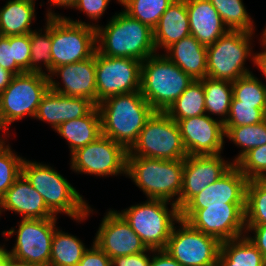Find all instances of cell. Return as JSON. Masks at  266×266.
Masks as SVG:
<instances>
[{
    "label": "cell",
    "instance_id": "obj_1",
    "mask_svg": "<svg viewBox=\"0 0 266 266\" xmlns=\"http://www.w3.org/2000/svg\"><path fill=\"white\" fill-rule=\"evenodd\" d=\"M97 107L102 135L122 145L127 151L136 143L140 131L154 112L141 91L108 97Z\"/></svg>",
    "mask_w": 266,
    "mask_h": 266
},
{
    "label": "cell",
    "instance_id": "obj_2",
    "mask_svg": "<svg viewBox=\"0 0 266 266\" xmlns=\"http://www.w3.org/2000/svg\"><path fill=\"white\" fill-rule=\"evenodd\" d=\"M115 14L104 28L95 25L98 53L141 62L156 54L153 30L150 27L124 11Z\"/></svg>",
    "mask_w": 266,
    "mask_h": 266
},
{
    "label": "cell",
    "instance_id": "obj_3",
    "mask_svg": "<svg viewBox=\"0 0 266 266\" xmlns=\"http://www.w3.org/2000/svg\"><path fill=\"white\" fill-rule=\"evenodd\" d=\"M22 175L43 197L46 206L55 216L63 212L80 222L93 212L83 196L51 166L24 158Z\"/></svg>",
    "mask_w": 266,
    "mask_h": 266
},
{
    "label": "cell",
    "instance_id": "obj_4",
    "mask_svg": "<svg viewBox=\"0 0 266 266\" xmlns=\"http://www.w3.org/2000/svg\"><path fill=\"white\" fill-rule=\"evenodd\" d=\"M194 79L164 54H154L141 64V94L154 111L166 112Z\"/></svg>",
    "mask_w": 266,
    "mask_h": 266
},
{
    "label": "cell",
    "instance_id": "obj_5",
    "mask_svg": "<svg viewBox=\"0 0 266 266\" xmlns=\"http://www.w3.org/2000/svg\"><path fill=\"white\" fill-rule=\"evenodd\" d=\"M184 160H162L127 156L126 175L147 198L163 199L178 206L183 181Z\"/></svg>",
    "mask_w": 266,
    "mask_h": 266
},
{
    "label": "cell",
    "instance_id": "obj_6",
    "mask_svg": "<svg viewBox=\"0 0 266 266\" xmlns=\"http://www.w3.org/2000/svg\"><path fill=\"white\" fill-rule=\"evenodd\" d=\"M167 204L171 205L168 209ZM171 210V211H169ZM148 249H165L175 223L180 220L178 206L163 199L147 201L117 211Z\"/></svg>",
    "mask_w": 266,
    "mask_h": 266
},
{
    "label": "cell",
    "instance_id": "obj_7",
    "mask_svg": "<svg viewBox=\"0 0 266 266\" xmlns=\"http://www.w3.org/2000/svg\"><path fill=\"white\" fill-rule=\"evenodd\" d=\"M51 16L52 70L90 58L96 51L95 24L60 16L48 10Z\"/></svg>",
    "mask_w": 266,
    "mask_h": 266
},
{
    "label": "cell",
    "instance_id": "obj_8",
    "mask_svg": "<svg viewBox=\"0 0 266 266\" xmlns=\"http://www.w3.org/2000/svg\"><path fill=\"white\" fill-rule=\"evenodd\" d=\"M252 36V32L228 30L214 44L207 46V77L234 82L252 73L244 67L250 56L256 65V54L251 53Z\"/></svg>",
    "mask_w": 266,
    "mask_h": 266
},
{
    "label": "cell",
    "instance_id": "obj_9",
    "mask_svg": "<svg viewBox=\"0 0 266 266\" xmlns=\"http://www.w3.org/2000/svg\"><path fill=\"white\" fill-rule=\"evenodd\" d=\"M127 156L184 160L188 154L184 148L177 122L166 112L154 111Z\"/></svg>",
    "mask_w": 266,
    "mask_h": 266
},
{
    "label": "cell",
    "instance_id": "obj_10",
    "mask_svg": "<svg viewBox=\"0 0 266 266\" xmlns=\"http://www.w3.org/2000/svg\"><path fill=\"white\" fill-rule=\"evenodd\" d=\"M48 74L24 72L14 75L9 86L0 93V114L8 127L24 116L35 117L42 97L49 90Z\"/></svg>",
    "mask_w": 266,
    "mask_h": 266
},
{
    "label": "cell",
    "instance_id": "obj_11",
    "mask_svg": "<svg viewBox=\"0 0 266 266\" xmlns=\"http://www.w3.org/2000/svg\"><path fill=\"white\" fill-rule=\"evenodd\" d=\"M57 219V216L46 219H21L17 231L14 228L3 231V236L7 237L17 233L13 249L7 251L5 248L7 254L29 264L49 266Z\"/></svg>",
    "mask_w": 266,
    "mask_h": 266
},
{
    "label": "cell",
    "instance_id": "obj_12",
    "mask_svg": "<svg viewBox=\"0 0 266 266\" xmlns=\"http://www.w3.org/2000/svg\"><path fill=\"white\" fill-rule=\"evenodd\" d=\"M180 219L220 242L246 234L245 205H216L205 209H181Z\"/></svg>",
    "mask_w": 266,
    "mask_h": 266
},
{
    "label": "cell",
    "instance_id": "obj_13",
    "mask_svg": "<svg viewBox=\"0 0 266 266\" xmlns=\"http://www.w3.org/2000/svg\"><path fill=\"white\" fill-rule=\"evenodd\" d=\"M173 227L165 250L182 266H206L216 264L221 242L214 236L194 229L186 221H178Z\"/></svg>",
    "mask_w": 266,
    "mask_h": 266
},
{
    "label": "cell",
    "instance_id": "obj_14",
    "mask_svg": "<svg viewBox=\"0 0 266 266\" xmlns=\"http://www.w3.org/2000/svg\"><path fill=\"white\" fill-rule=\"evenodd\" d=\"M142 62L95 51L97 104L108 97L140 91Z\"/></svg>",
    "mask_w": 266,
    "mask_h": 266
},
{
    "label": "cell",
    "instance_id": "obj_15",
    "mask_svg": "<svg viewBox=\"0 0 266 266\" xmlns=\"http://www.w3.org/2000/svg\"><path fill=\"white\" fill-rule=\"evenodd\" d=\"M127 155L128 151L122 145L101 135L71 154V169L100 177L126 175Z\"/></svg>",
    "mask_w": 266,
    "mask_h": 266
},
{
    "label": "cell",
    "instance_id": "obj_16",
    "mask_svg": "<svg viewBox=\"0 0 266 266\" xmlns=\"http://www.w3.org/2000/svg\"><path fill=\"white\" fill-rule=\"evenodd\" d=\"M175 121L188 155L221 154L225 142V128L221 120L204 114Z\"/></svg>",
    "mask_w": 266,
    "mask_h": 266
},
{
    "label": "cell",
    "instance_id": "obj_17",
    "mask_svg": "<svg viewBox=\"0 0 266 266\" xmlns=\"http://www.w3.org/2000/svg\"><path fill=\"white\" fill-rule=\"evenodd\" d=\"M95 236L93 242L111 259L144 251L152 252L115 210L106 213Z\"/></svg>",
    "mask_w": 266,
    "mask_h": 266
},
{
    "label": "cell",
    "instance_id": "obj_18",
    "mask_svg": "<svg viewBox=\"0 0 266 266\" xmlns=\"http://www.w3.org/2000/svg\"><path fill=\"white\" fill-rule=\"evenodd\" d=\"M233 165V162L225 161L220 154L188 155L184 159L182 188L178 200L179 210L207 185L217 181Z\"/></svg>",
    "mask_w": 266,
    "mask_h": 266
},
{
    "label": "cell",
    "instance_id": "obj_19",
    "mask_svg": "<svg viewBox=\"0 0 266 266\" xmlns=\"http://www.w3.org/2000/svg\"><path fill=\"white\" fill-rule=\"evenodd\" d=\"M95 70V53L85 60L56 67L48 74L50 89L67 96L87 98L97 106ZM54 76L61 78L63 87Z\"/></svg>",
    "mask_w": 266,
    "mask_h": 266
},
{
    "label": "cell",
    "instance_id": "obj_20",
    "mask_svg": "<svg viewBox=\"0 0 266 266\" xmlns=\"http://www.w3.org/2000/svg\"><path fill=\"white\" fill-rule=\"evenodd\" d=\"M248 179L234 164L217 181L195 195L182 209H205L216 205H245Z\"/></svg>",
    "mask_w": 266,
    "mask_h": 266
},
{
    "label": "cell",
    "instance_id": "obj_21",
    "mask_svg": "<svg viewBox=\"0 0 266 266\" xmlns=\"http://www.w3.org/2000/svg\"><path fill=\"white\" fill-rule=\"evenodd\" d=\"M95 106L87 98L63 95L49 88L34 118L50 123L56 130L63 122L86 116Z\"/></svg>",
    "mask_w": 266,
    "mask_h": 266
},
{
    "label": "cell",
    "instance_id": "obj_22",
    "mask_svg": "<svg viewBox=\"0 0 266 266\" xmlns=\"http://www.w3.org/2000/svg\"><path fill=\"white\" fill-rule=\"evenodd\" d=\"M6 210L20 214L22 219H46L55 217L46 206L43 197L22 174L0 199V215L1 212Z\"/></svg>",
    "mask_w": 266,
    "mask_h": 266
},
{
    "label": "cell",
    "instance_id": "obj_23",
    "mask_svg": "<svg viewBox=\"0 0 266 266\" xmlns=\"http://www.w3.org/2000/svg\"><path fill=\"white\" fill-rule=\"evenodd\" d=\"M190 34L201 44H214L229 29L209 0H186Z\"/></svg>",
    "mask_w": 266,
    "mask_h": 266
},
{
    "label": "cell",
    "instance_id": "obj_24",
    "mask_svg": "<svg viewBox=\"0 0 266 266\" xmlns=\"http://www.w3.org/2000/svg\"><path fill=\"white\" fill-rule=\"evenodd\" d=\"M190 35L186 0H174L153 29L156 51L159 48L166 51L174 43Z\"/></svg>",
    "mask_w": 266,
    "mask_h": 266
},
{
    "label": "cell",
    "instance_id": "obj_25",
    "mask_svg": "<svg viewBox=\"0 0 266 266\" xmlns=\"http://www.w3.org/2000/svg\"><path fill=\"white\" fill-rule=\"evenodd\" d=\"M164 55L194 80L207 77V46L194 36L190 35L174 43Z\"/></svg>",
    "mask_w": 266,
    "mask_h": 266
},
{
    "label": "cell",
    "instance_id": "obj_26",
    "mask_svg": "<svg viewBox=\"0 0 266 266\" xmlns=\"http://www.w3.org/2000/svg\"><path fill=\"white\" fill-rule=\"evenodd\" d=\"M56 132L69 143L70 154L94 142L102 135L98 107L95 106L86 116L63 122Z\"/></svg>",
    "mask_w": 266,
    "mask_h": 266
},
{
    "label": "cell",
    "instance_id": "obj_27",
    "mask_svg": "<svg viewBox=\"0 0 266 266\" xmlns=\"http://www.w3.org/2000/svg\"><path fill=\"white\" fill-rule=\"evenodd\" d=\"M35 0H8L0 8V36H15L31 33L35 20Z\"/></svg>",
    "mask_w": 266,
    "mask_h": 266
},
{
    "label": "cell",
    "instance_id": "obj_28",
    "mask_svg": "<svg viewBox=\"0 0 266 266\" xmlns=\"http://www.w3.org/2000/svg\"><path fill=\"white\" fill-rule=\"evenodd\" d=\"M219 266H266V258L246 236L221 242Z\"/></svg>",
    "mask_w": 266,
    "mask_h": 266
},
{
    "label": "cell",
    "instance_id": "obj_29",
    "mask_svg": "<svg viewBox=\"0 0 266 266\" xmlns=\"http://www.w3.org/2000/svg\"><path fill=\"white\" fill-rule=\"evenodd\" d=\"M87 249L79 238L56 228L49 266H77Z\"/></svg>",
    "mask_w": 266,
    "mask_h": 266
},
{
    "label": "cell",
    "instance_id": "obj_30",
    "mask_svg": "<svg viewBox=\"0 0 266 266\" xmlns=\"http://www.w3.org/2000/svg\"><path fill=\"white\" fill-rule=\"evenodd\" d=\"M166 113L173 120H182L206 114L203 79L194 80Z\"/></svg>",
    "mask_w": 266,
    "mask_h": 266
},
{
    "label": "cell",
    "instance_id": "obj_31",
    "mask_svg": "<svg viewBox=\"0 0 266 266\" xmlns=\"http://www.w3.org/2000/svg\"><path fill=\"white\" fill-rule=\"evenodd\" d=\"M203 88L206 114L223 116L220 120L224 123L228 118L233 97L232 82L205 77Z\"/></svg>",
    "mask_w": 266,
    "mask_h": 266
},
{
    "label": "cell",
    "instance_id": "obj_32",
    "mask_svg": "<svg viewBox=\"0 0 266 266\" xmlns=\"http://www.w3.org/2000/svg\"><path fill=\"white\" fill-rule=\"evenodd\" d=\"M245 226H266V179L247 182Z\"/></svg>",
    "mask_w": 266,
    "mask_h": 266
},
{
    "label": "cell",
    "instance_id": "obj_33",
    "mask_svg": "<svg viewBox=\"0 0 266 266\" xmlns=\"http://www.w3.org/2000/svg\"><path fill=\"white\" fill-rule=\"evenodd\" d=\"M44 34L41 30H33L30 33V49H31V57H30V72L33 73H41L43 72L42 66L39 64L43 62V65L47 69V73L52 72V40H51V16L46 17V26L44 28Z\"/></svg>",
    "mask_w": 266,
    "mask_h": 266
},
{
    "label": "cell",
    "instance_id": "obj_34",
    "mask_svg": "<svg viewBox=\"0 0 266 266\" xmlns=\"http://www.w3.org/2000/svg\"><path fill=\"white\" fill-rule=\"evenodd\" d=\"M224 128L225 137L242 149L233 159L234 164L249 150L266 144V119L258 124Z\"/></svg>",
    "mask_w": 266,
    "mask_h": 266
},
{
    "label": "cell",
    "instance_id": "obj_35",
    "mask_svg": "<svg viewBox=\"0 0 266 266\" xmlns=\"http://www.w3.org/2000/svg\"><path fill=\"white\" fill-rule=\"evenodd\" d=\"M229 30L254 33V21L242 0H209Z\"/></svg>",
    "mask_w": 266,
    "mask_h": 266
},
{
    "label": "cell",
    "instance_id": "obj_36",
    "mask_svg": "<svg viewBox=\"0 0 266 266\" xmlns=\"http://www.w3.org/2000/svg\"><path fill=\"white\" fill-rule=\"evenodd\" d=\"M124 6V12L144 23L152 30L160 17L174 0H117Z\"/></svg>",
    "mask_w": 266,
    "mask_h": 266
},
{
    "label": "cell",
    "instance_id": "obj_37",
    "mask_svg": "<svg viewBox=\"0 0 266 266\" xmlns=\"http://www.w3.org/2000/svg\"><path fill=\"white\" fill-rule=\"evenodd\" d=\"M233 97L239 104L254 105L266 114V85L252 73L232 82Z\"/></svg>",
    "mask_w": 266,
    "mask_h": 266
},
{
    "label": "cell",
    "instance_id": "obj_38",
    "mask_svg": "<svg viewBox=\"0 0 266 266\" xmlns=\"http://www.w3.org/2000/svg\"><path fill=\"white\" fill-rule=\"evenodd\" d=\"M24 159L12 152L9 144L0 146V199L22 174Z\"/></svg>",
    "mask_w": 266,
    "mask_h": 266
},
{
    "label": "cell",
    "instance_id": "obj_39",
    "mask_svg": "<svg viewBox=\"0 0 266 266\" xmlns=\"http://www.w3.org/2000/svg\"><path fill=\"white\" fill-rule=\"evenodd\" d=\"M235 165L248 179H266V144L249 150Z\"/></svg>",
    "mask_w": 266,
    "mask_h": 266
},
{
    "label": "cell",
    "instance_id": "obj_40",
    "mask_svg": "<svg viewBox=\"0 0 266 266\" xmlns=\"http://www.w3.org/2000/svg\"><path fill=\"white\" fill-rule=\"evenodd\" d=\"M265 119L266 114L260 108H254V105L239 104V101L232 97L229 115L224 122V127L258 124Z\"/></svg>",
    "mask_w": 266,
    "mask_h": 266
},
{
    "label": "cell",
    "instance_id": "obj_41",
    "mask_svg": "<svg viewBox=\"0 0 266 266\" xmlns=\"http://www.w3.org/2000/svg\"><path fill=\"white\" fill-rule=\"evenodd\" d=\"M10 45H13L15 62L25 72H30V33L10 36Z\"/></svg>",
    "mask_w": 266,
    "mask_h": 266
},
{
    "label": "cell",
    "instance_id": "obj_42",
    "mask_svg": "<svg viewBox=\"0 0 266 266\" xmlns=\"http://www.w3.org/2000/svg\"><path fill=\"white\" fill-rule=\"evenodd\" d=\"M0 66L19 75L25 71L15 62L13 45H10V36H0Z\"/></svg>",
    "mask_w": 266,
    "mask_h": 266
},
{
    "label": "cell",
    "instance_id": "obj_43",
    "mask_svg": "<svg viewBox=\"0 0 266 266\" xmlns=\"http://www.w3.org/2000/svg\"><path fill=\"white\" fill-rule=\"evenodd\" d=\"M77 266H111V258L93 242Z\"/></svg>",
    "mask_w": 266,
    "mask_h": 266
},
{
    "label": "cell",
    "instance_id": "obj_44",
    "mask_svg": "<svg viewBox=\"0 0 266 266\" xmlns=\"http://www.w3.org/2000/svg\"><path fill=\"white\" fill-rule=\"evenodd\" d=\"M111 0H77L75 6L82 12H84L90 20H98L107 9Z\"/></svg>",
    "mask_w": 266,
    "mask_h": 266
},
{
    "label": "cell",
    "instance_id": "obj_45",
    "mask_svg": "<svg viewBox=\"0 0 266 266\" xmlns=\"http://www.w3.org/2000/svg\"><path fill=\"white\" fill-rule=\"evenodd\" d=\"M148 251L138 254L125 255L111 259V266H150V256Z\"/></svg>",
    "mask_w": 266,
    "mask_h": 266
},
{
    "label": "cell",
    "instance_id": "obj_46",
    "mask_svg": "<svg viewBox=\"0 0 266 266\" xmlns=\"http://www.w3.org/2000/svg\"><path fill=\"white\" fill-rule=\"evenodd\" d=\"M246 234L250 231L254 236L251 237L247 234L246 236L251 240V242L256 246V248L263 254L266 258V226H245Z\"/></svg>",
    "mask_w": 266,
    "mask_h": 266
},
{
    "label": "cell",
    "instance_id": "obj_47",
    "mask_svg": "<svg viewBox=\"0 0 266 266\" xmlns=\"http://www.w3.org/2000/svg\"><path fill=\"white\" fill-rule=\"evenodd\" d=\"M152 253L150 266H182L165 249L152 250Z\"/></svg>",
    "mask_w": 266,
    "mask_h": 266
},
{
    "label": "cell",
    "instance_id": "obj_48",
    "mask_svg": "<svg viewBox=\"0 0 266 266\" xmlns=\"http://www.w3.org/2000/svg\"><path fill=\"white\" fill-rule=\"evenodd\" d=\"M14 74L0 66V93L3 92L10 84Z\"/></svg>",
    "mask_w": 266,
    "mask_h": 266
},
{
    "label": "cell",
    "instance_id": "obj_49",
    "mask_svg": "<svg viewBox=\"0 0 266 266\" xmlns=\"http://www.w3.org/2000/svg\"><path fill=\"white\" fill-rule=\"evenodd\" d=\"M261 45L264 46V50L262 52L256 53V66L261 70L266 78V44L261 43Z\"/></svg>",
    "mask_w": 266,
    "mask_h": 266
},
{
    "label": "cell",
    "instance_id": "obj_50",
    "mask_svg": "<svg viewBox=\"0 0 266 266\" xmlns=\"http://www.w3.org/2000/svg\"><path fill=\"white\" fill-rule=\"evenodd\" d=\"M4 266H36L34 264H29L28 262L18 260L11 255L7 254L5 250V264Z\"/></svg>",
    "mask_w": 266,
    "mask_h": 266
},
{
    "label": "cell",
    "instance_id": "obj_51",
    "mask_svg": "<svg viewBox=\"0 0 266 266\" xmlns=\"http://www.w3.org/2000/svg\"><path fill=\"white\" fill-rule=\"evenodd\" d=\"M54 6H61V7H71V9L75 6L77 0H48Z\"/></svg>",
    "mask_w": 266,
    "mask_h": 266
},
{
    "label": "cell",
    "instance_id": "obj_52",
    "mask_svg": "<svg viewBox=\"0 0 266 266\" xmlns=\"http://www.w3.org/2000/svg\"><path fill=\"white\" fill-rule=\"evenodd\" d=\"M8 129H9V128L4 124V122H3L2 118H1V114H0V131L2 130V132H4V133H8V132H7V131H9ZM5 142H6V141H5V140L3 139V137L0 135V146L6 144Z\"/></svg>",
    "mask_w": 266,
    "mask_h": 266
},
{
    "label": "cell",
    "instance_id": "obj_53",
    "mask_svg": "<svg viewBox=\"0 0 266 266\" xmlns=\"http://www.w3.org/2000/svg\"><path fill=\"white\" fill-rule=\"evenodd\" d=\"M5 264V248L0 250V266Z\"/></svg>",
    "mask_w": 266,
    "mask_h": 266
},
{
    "label": "cell",
    "instance_id": "obj_54",
    "mask_svg": "<svg viewBox=\"0 0 266 266\" xmlns=\"http://www.w3.org/2000/svg\"><path fill=\"white\" fill-rule=\"evenodd\" d=\"M261 39H262V43H265L266 44V28L263 29V34H262Z\"/></svg>",
    "mask_w": 266,
    "mask_h": 266
},
{
    "label": "cell",
    "instance_id": "obj_55",
    "mask_svg": "<svg viewBox=\"0 0 266 266\" xmlns=\"http://www.w3.org/2000/svg\"><path fill=\"white\" fill-rule=\"evenodd\" d=\"M206 266H219V263L217 262L216 264H211V265H206Z\"/></svg>",
    "mask_w": 266,
    "mask_h": 266
}]
</instances>
